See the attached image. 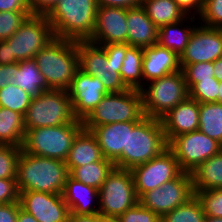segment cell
Listing matches in <instances>:
<instances>
[{
    "instance_id": "12",
    "label": "cell",
    "mask_w": 222,
    "mask_h": 222,
    "mask_svg": "<svg viewBox=\"0 0 222 222\" xmlns=\"http://www.w3.org/2000/svg\"><path fill=\"white\" fill-rule=\"evenodd\" d=\"M183 172L191 173L222 150V145L199 130L181 134L168 142Z\"/></svg>"
},
{
    "instance_id": "2",
    "label": "cell",
    "mask_w": 222,
    "mask_h": 222,
    "mask_svg": "<svg viewBox=\"0 0 222 222\" xmlns=\"http://www.w3.org/2000/svg\"><path fill=\"white\" fill-rule=\"evenodd\" d=\"M168 148L160 119L143 117L139 122H128L127 150L114 162L120 169L131 170L161 154Z\"/></svg>"
},
{
    "instance_id": "14",
    "label": "cell",
    "mask_w": 222,
    "mask_h": 222,
    "mask_svg": "<svg viewBox=\"0 0 222 222\" xmlns=\"http://www.w3.org/2000/svg\"><path fill=\"white\" fill-rule=\"evenodd\" d=\"M130 171L138 198L143 193L160 187L166 181L173 180L183 172L169 148L148 162L135 166Z\"/></svg>"
},
{
    "instance_id": "8",
    "label": "cell",
    "mask_w": 222,
    "mask_h": 222,
    "mask_svg": "<svg viewBox=\"0 0 222 222\" xmlns=\"http://www.w3.org/2000/svg\"><path fill=\"white\" fill-rule=\"evenodd\" d=\"M71 99L66 90L44 91L32 98L24 116L25 130L73 123Z\"/></svg>"
},
{
    "instance_id": "6",
    "label": "cell",
    "mask_w": 222,
    "mask_h": 222,
    "mask_svg": "<svg viewBox=\"0 0 222 222\" xmlns=\"http://www.w3.org/2000/svg\"><path fill=\"white\" fill-rule=\"evenodd\" d=\"M82 129V121L76 119L60 126L25 130L22 151L65 161L74 138Z\"/></svg>"
},
{
    "instance_id": "17",
    "label": "cell",
    "mask_w": 222,
    "mask_h": 222,
    "mask_svg": "<svg viewBox=\"0 0 222 222\" xmlns=\"http://www.w3.org/2000/svg\"><path fill=\"white\" fill-rule=\"evenodd\" d=\"M20 206L38 222H66L70 214L62 194L19 192Z\"/></svg>"
},
{
    "instance_id": "27",
    "label": "cell",
    "mask_w": 222,
    "mask_h": 222,
    "mask_svg": "<svg viewBox=\"0 0 222 222\" xmlns=\"http://www.w3.org/2000/svg\"><path fill=\"white\" fill-rule=\"evenodd\" d=\"M142 7L157 28L177 23L187 17L173 0H143Z\"/></svg>"
},
{
    "instance_id": "39",
    "label": "cell",
    "mask_w": 222,
    "mask_h": 222,
    "mask_svg": "<svg viewBox=\"0 0 222 222\" xmlns=\"http://www.w3.org/2000/svg\"><path fill=\"white\" fill-rule=\"evenodd\" d=\"M32 12H0V41H5L16 33Z\"/></svg>"
},
{
    "instance_id": "22",
    "label": "cell",
    "mask_w": 222,
    "mask_h": 222,
    "mask_svg": "<svg viewBox=\"0 0 222 222\" xmlns=\"http://www.w3.org/2000/svg\"><path fill=\"white\" fill-rule=\"evenodd\" d=\"M127 44L148 48L158 42V28L142 6L127 9Z\"/></svg>"
},
{
    "instance_id": "47",
    "label": "cell",
    "mask_w": 222,
    "mask_h": 222,
    "mask_svg": "<svg viewBox=\"0 0 222 222\" xmlns=\"http://www.w3.org/2000/svg\"><path fill=\"white\" fill-rule=\"evenodd\" d=\"M32 12L26 0H0V12Z\"/></svg>"
},
{
    "instance_id": "29",
    "label": "cell",
    "mask_w": 222,
    "mask_h": 222,
    "mask_svg": "<svg viewBox=\"0 0 222 222\" xmlns=\"http://www.w3.org/2000/svg\"><path fill=\"white\" fill-rule=\"evenodd\" d=\"M24 136V116L0 107V144L22 147Z\"/></svg>"
},
{
    "instance_id": "21",
    "label": "cell",
    "mask_w": 222,
    "mask_h": 222,
    "mask_svg": "<svg viewBox=\"0 0 222 222\" xmlns=\"http://www.w3.org/2000/svg\"><path fill=\"white\" fill-rule=\"evenodd\" d=\"M181 70L179 56L169 49L154 44L143 49V81L159 79Z\"/></svg>"
},
{
    "instance_id": "7",
    "label": "cell",
    "mask_w": 222,
    "mask_h": 222,
    "mask_svg": "<svg viewBox=\"0 0 222 222\" xmlns=\"http://www.w3.org/2000/svg\"><path fill=\"white\" fill-rule=\"evenodd\" d=\"M149 83L140 89L143 111L147 117L161 119L177 104L189 97V90L182 70ZM144 86H148L147 89Z\"/></svg>"
},
{
    "instance_id": "26",
    "label": "cell",
    "mask_w": 222,
    "mask_h": 222,
    "mask_svg": "<svg viewBox=\"0 0 222 222\" xmlns=\"http://www.w3.org/2000/svg\"><path fill=\"white\" fill-rule=\"evenodd\" d=\"M189 17L190 15L177 23L164 25L158 28L157 44L175 52L178 56H180L188 45L190 35L196 27V24H193V26L189 25L183 27L184 29L182 28L183 21L187 22V18L189 22L195 21V18L192 15L191 18Z\"/></svg>"
},
{
    "instance_id": "56",
    "label": "cell",
    "mask_w": 222,
    "mask_h": 222,
    "mask_svg": "<svg viewBox=\"0 0 222 222\" xmlns=\"http://www.w3.org/2000/svg\"><path fill=\"white\" fill-rule=\"evenodd\" d=\"M104 222H119V221L115 218H113V219H105L104 218Z\"/></svg>"
},
{
    "instance_id": "10",
    "label": "cell",
    "mask_w": 222,
    "mask_h": 222,
    "mask_svg": "<svg viewBox=\"0 0 222 222\" xmlns=\"http://www.w3.org/2000/svg\"><path fill=\"white\" fill-rule=\"evenodd\" d=\"M55 38L46 15L32 14L26 18L14 35L5 41L10 46L11 57L18 61L34 56Z\"/></svg>"
},
{
    "instance_id": "31",
    "label": "cell",
    "mask_w": 222,
    "mask_h": 222,
    "mask_svg": "<svg viewBox=\"0 0 222 222\" xmlns=\"http://www.w3.org/2000/svg\"><path fill=\"white\" fill-rule=\"evenodd\" d=\"M143 49L130 46L125 53V58L120 70V76L124 84L130 89L143 88Z\"/></svg>"
},
{
    "instance_id": "33",
    "label": "cell",
    "mask_w": 222,
    "mask_h": 222,
    "mask_svg": "<svg viewBox=\"0 0 222 222\" xmlns=\"http://www.w3.org/2000/svg\"><path fill=\"white\" fill-rule=\"evenodd\" d=\"M204 209L196 194L187 202L161 217V222H201L204 220Z\"/></svg>"
},
{
    "instance_id": "53",
    "label": "cell",
    "mask_w": 222,
    "mask_h": 222,
    "mask_svg": "<svg viewBox=\"0 0 222 222\" xmlns=\"http://www.w3.org/2000/svg\"><path fill=\"white\" fill-rule=\"evenodd\" d=\"M214 66V76L219 81L222 82V57L218 58L213 62Z\"/></svg>"
},
{
    "instance_id": "11",
    "label": "cell",
    "mask_w": 222,
    "mask_h": 222,
    "mask_svg": "<svg viewBox=\"0 0 222 222\" xmlns=\"http://www.w3.org/2000/svg\"><path fill=\"white\" fill-rule=\"evenodd\" d=\"M79 69L96 76L108 93H118L129 89L121 79L122 65L108 62L104 48L88 41H77Z\"/></svg>"
},
{
    "instance_id": "25",
    "label": "cell",
    "mask_w": 222,
    "mask_h": 222,
    "mask_svg": "<svg viewBox=\"0 0 222 222\" xmlns=\"http://www.w3.org/2000/svg\"><path fill=\"white\" fill-rule=\"evenodd\" d=\"M194 193L222 188V150L191 172Z\"/></svg>"
},
{
    "instance_id": "30",
    "label": "cell",
    "mask_w": 222,
    "mask_h": 222,
    "mask_svg": "<svg viewBox=\"0 0 222 222\" xmlns=\"http://www.w3.org/2000/svg\"><path fill=\"white\" fill-rule=\"evenodd\" d=\"M114 163L104 157L97 162L88 163L84 166L74 167L69 176L76 181L82 182L88 186L100 189L107 175L114 168Z\"/></svg>"
},
{
    "instance_id": "44",
    "label": "cell",
    "mask_w": 222,
    "mask_h": 222,
    "mask_svg": "<svg viewBox=\"0 0 222 222\" xmlns=\"http://www.w3.org/2000/svg\"><path fill=\"white\" fill-rule=\"evenodd\" d=\"M20 202L0 204V222H16Z\"/></svg>"
},
{
    "instance_id": "49",
    "label": "cell",
    "mask_w": 222,
    "mask_h": 222,
    "mask_svg": "<svg viewBox=\"0 0 222 222\" xmlns=\"http://www.w3.org/2000/svg\"><path fill=\"white\" fill-rule=\"evenodd\" d=\"M98 6L134 8L142 6L143 0H97Z\"/></svg>"
},
{
    "instance_id": "52",
    "label": "cell",
    "mask_w": 222,
    "mask_h": 222,
    "mask_svg": "<svg viewBox=\"0 0 222 222\" xmlns=\"http://www.w3.org/2000/svg\"><path fill=\"white\" fill-rule=\"evenodd\" d=\"M16 222H38L31 214L19 207Z\"/></svg>"
},
{
    "instance_id": "1",
    "label": "cell",
    "mask_w": 222,
    "mask_h": 222,
    "mask_svg": "<svg viewBox=\"0 0 222 222\" xmlns=\"http://www.w3.org/2000/svg\"><path fill=\"white\" fill-rule=\"evenodd\" d=\"M69 171L65 161L21 151L17 165L18 192L62 194Z\"/></svg>"
},
{
    "instance_id": "36",
    "label": "cell",
    "mask_w": 222,
    "mask_h": 222,
    "mask_svg": "<svg viewBox=\"0 0 222 222\" xmlns=\"http://www.w3.org/2000/svg\"><path fill=\"white\" fill-rule=\"evenodd\" d=\"M220 82L216 78L202 80L189 89V98L198 103L218 102Z\"/></svg>"
},
{
    "instance_id": "20",
    "label": "cell",
    "mask_w": 222,
    "mask_h": 222,
    "mask_svg": "<svg viewBox=\"0 0 222 222\" xmlns=\"http://www.w3.org/2000/svg\"><path fill=\"white\" fill-rule=\"evenodd\" d=\"M62 197L72 214H99V207H97L99 206V190L76 181L70 176L66 179Z\"/></svg>"
},
{
    "instance_id": "41",
    "label": "cell",
    "mask_w": 222,
    "mask_h": 222,
    "mask_svg": "<svg viewBox=\"0 0 222 222\" xmlns=\"http://www.w3.org/2000/svg\"><path fill=\"white\" fill-rule=\"evenodd\" d=\"M119 222H161V217L145 208L140 202L126 210L118 218Z\"/></svg>"
},
{
    "instance_id": "35",
    "label": "cell",
    "mask_w": 222,
    "mask_h": 222,
    "mask_svg": "<svg viewBox=\"0 0 222 222\" xmlns=\"http://www.w3.org/2000/svg\"><path fill=\"white\" fill-rule=\"evenodd\" d=\"M21 147L0 144V179H16Z\"/></svg>"
},
{
    "instance_id": "18",
    "label": "cell",
    "mask_w": 222,
    "mask_h": 222,
    "mask_svg": "<svg viewBox=\"0 0 222 222\" xmlns=\"http://www.w3.org/2000/svg\"><path fill=\"white\" fill-rule=\"evenodd\" d=\"M127 9L98 6L91 39L98 45L127 43Z\"/></svg>"
},
{
    "instance_id": "9",
    "label": "cell",
    "mask_w": 222,
    "mask_h": 222,
    "mask_svg": "<svg viewBox=\"0 0 222 222\" xmlns=\"http://www.w3.org/2000/svg\"><path fill=\"white\" fill-rule=\"evenodd\" d=\"M138 202L131 171L114 167L99 189V214L116 219Z\"/></svg>"
},
{
    "instance_id": "24",
    "label": "cell",
    "mask_w": 222,
    "mask_h": 222,
    "mask_svg": "<svg viewBox=\"0 0 222 222\" xmlns=\"http://www.w3.org/2000/svg\"><path fill=\"white\" fill-rule=\"evenodd\" d=\"M102 158L103 155L96 137L91 131L82 129L74 138L65 163L70 172L74 167L97 162Z\"/></svg>"
},
{
    "instance_id": "50",
    "label": "cell",
    "mask_w": 222,
    "mask_h": 222,
    "mask_svg": "<svg viewBox=\"0 0 222 222\" xmlns=\"http://www.w3.org/2000/svg\"><path fill=\"white\" fill-rule=\"evenodd\" d=\"M15 57H11L10 46L6 41H0V65L18 63Z\"/></svg>"
},
{
    "instance_id": "48",
    "label": "cell",
    "mask_w": 222,
    "mask_h": 222,
    "mask_svg": "<svg viewBox=\"0 0 222 222\" xmlns=\"http://www.w3.org/2000/svg\"><path fill=\"white\" fill-rule=\"evenodd\" d=\"M18 63L0 65V89L12 84L14 75L17 73Z\"/></svg>"
},
{
    "instance_id": "4",
    "label": "cell",
    "mask_w": 222,
    "mask_h": 222,
    "mask_svg": "<svg viewBox=\"0 0 222 222\" xmlns=\"http://www.w3.org/2000/svg\"><path fill=\"white\" fill-rule=\"evenodd\" d=\"M34 60L49 89L67 91L79 69L77 41L55 37Z\"/></svg>"
},
{
    "instance_id": "3",
    "label": "cell",
    "mask_w": 222,
    "mask_h": 222,
    "mask_svg": "<svg viewBox=\"0 0 222 222\" xmlns=\"http://www.w3.org/2000/svg\"><path fill=\"white\" fill-rule=\"evenodd\" d=\"M97 8V0H59L46 17L56 38L88 41L93 34Z\"/></svg>"
},
{
    "instance_id": "51",
    "label": "cell",
    "mask_w": 222,
    "mask_h": 222,
    "mask_svg": "<svg viewBox=\"0 0 222 222\" xmlns=\"http://www.w3.org/2000/svg\"><path fill=\"white\" fill-rule=\"evenodd\" d=\"M66 222H104V218L100 214L76 215L70 213Z\"/></svg>"
},
{
    "instance_id": "23",
    "label": "cell",
    "mask_w": 222,
    "mask_h": 222,
    "mask_svg": "<svg viewBox=\"0 0 222 222\" xmlns=\"http://www.w3.org/2000/svg\"><path fill=\"white\" fill-rule=\"evenodd\" d=\"M91 133L96 137L105 159L113 163L127 150L128 122L110 123L93 127Z\"/></svg>"
},
{
    "instance_id": "32",
    "label": "cell",
    "mask_w": 222,
    "mask_h": 222,
    "mask_svg": "<svg viewBox=\"0 0 222 222\" xmlns=\"http://www.w3.org/2000/svg\"><path fill=\"white\" fill-rule=\"evenodd\" d=\"M199 131L222 145V104L199 103Z\"/></svg>"
},
{
    "instance_id": "37",
    "label": "cell",
    "mask_w": 222,
    "mask_h": 222,
    "mask_svg": "<svg viewBox=\"0 0 222 222\" xmlns=\"http://www.w3.org/2000/svg\"><path fill=\"white\" fill-rule=\"evenodd\" d=\"M185 76L188 90L197 82L215 78L213 62H199L189 65H180Z\"/></svg>"
},
{
    "instance_id": "54",
    "label": "cell",
    "mask_w": 222,
    "mask_h": 222,
    "mask_svg": "<svg viewBox=\"0 0 222 222\" xmlns=\"http://www.w3.org/2000/svg\"><path fill=\"white\" fill-rule=\"evenodd\" d=\"M201 222H222V217H205Z\"/></svg>"
},
{
    "instance_id": "13",
    "label": "cell",
    "mask_w": 222,
    "mask_h": 222,
    "mask_svg": "<svg viewBox=\"0 0 222 222\" xmlns=\"http://www.w3.org/2000/svg\"><path fill=\"white\" fill-rule=\"evenodd\" d=\"M195 195L191 173L182 172L173 180L166 181L160 187L143 193L139 202L162 217Z\"/></svg>"
},
{
    "instance_id": "45",
    "label": "cell",
    "mask_w": 222,
    "mask_h": 222,
    "mask_svg": "<svg viewBox=\"0 0 222 222\" xmlns=\"http://www.w3.org/2000/svg\"><path fill=\"white\" fill-rule=\"evenodd\" d=\"M33 14L46 15L59 0H26Z\"/></svg>"
},
{
    "instance_id": "43",
    "label": "cell",
    "mask_w": 222,
    "mask_h": 222,
    "mask_svg": "<svg viewBox=\"0 0 222 222\" xmlns=\"http://www.w3.org/2000/svg\"><path fill=\"white\" fill-rule=\"evenodd\" d=\"M101 46L106 52L108 62L119 65L123 64L126 50L130 47L127 43L106 44Z\"/></svg>"
},
{
    "instance_id": "34",
    "label": "cell",
    "mask_w": 222,
    "mask_h": 222,
    "mask_svg": "<svg viewBox=\"0 0 222 222\" xmlns=\"http://www.w3.org/2000/svg\"><path fill=\"white\" fill-rule=\"evenodd\" d=\"M33 96L14 83L0 89V107L8 108L25 116Z\"/></svg>"
},
{
    "instance_id": "16",
    "label": "cell",
    "mask_w": 222,
    "mask_h": 222,
    "mask_svg": "<svg viewBox=\"0 0 222 222\" xmlns=\"http://www.w3.org/2000/svg\"><path fill=\"white\" fill-rule=\"evenodd\" d=\"M74 117L83 121L108 94L104 84L96 77L78 69L67 90Z\"/></svg>"
},
{
    "instance_id": "40",
    "label": "cell",
    "mask_w": 222,
    "mask_h": 222,
    "mask_svg": "<svg viewBox=\"0 0 222 222\" xmlns=\"http://www.w3.org/2000/svg\"><path fill=\"white\" fill-rule=\"evenodd\" d=\"M199 19L204 26L222 29V0H206Z\"/></svg>"
},
{
    "instance_id": "55",
    "label": "cell",
    "mask_w": 222,
    "mask_h": 222,
    "mask_svg": "<svg viewBox=\"0 0 222 222\" xmlns=\"http://www.w3.org/2000/svg\"><path fill=\"white\" fill-rule=\"evenodd\" d=\"M218 103L222 104V82H220L219 90H218Z\"/></svg>"
},
{
    "instance_id": "28",
    "label": "cell",
    "mask_w": 222,
    "mask_h": 222,
    "mask_svg": "<svg viewBox=\"0 0 222 222\" xmlns=\"http://www.w3.org/2000/svg\"><path fill=\"white\" fill-rule=\"evenodd\" d=\"M13 83L33 97L50 90L34 59L18 62V70L14 75Z\"/></svg>"
},
{
    "instance_id": "19",
    "label": "cell",
    "mask_w": 222,
    "mask_h": 222,
    "mask_svg": "<svg viewBox=\"0 0 222 222\" xmlns=\"http://www.w3.org/2000/svg\"><path fill=\"white\" fill-rule=\"evenodd\" d=\"M199 103L187 98L172 108L161 123L167 142L181 134L197 131L199 129Z\"/></svg>"
},
{
    "instance_id": "42",
    "label": "cell",
    "mask_w": 222,
    "mask_h": 222,
    "mask_svg": "<svg viewBox=\"0 0 222 222\" xmlns=\"http://www.w3.org/2000/svg\"><path fill=\"white\" fill-rule=\"evenodd\" d=\"M19 201L16 179H0V204Z\"/></svg>"
},
{
    "instance_id": "15",
    "label": "cell",
    "mask_w": 222,
    "mask_h": 222,
    "mask_svg": "<svg viewBox=\"0 0 222 222\" xmlns=\"http://www.w3.org/2000/svg\"><path fill=\"white\" fill-rule=\"evenodd\" d=\"M222 57V29L196 26L188 45L179 56L180 65L214 62Z\"/></svg>"
},
{
    "instance_id": "38",
    "label": "cell",
    "mask_w": 222,
    "mask_h": 222,
    "mask_svg": "<svg viewBox=\"0 0 222 222\" xmlns=\"http://www.w3.org/2000/svg\"><path fill=\"white\" fill-rule=\"evenodd\" d=\"M205 217H222V188L197 191Z\"/></svg>"
},
{
    "instance_id": "5",
    "label": "cell",
    "mask_w": 222,
    "mask_h": 222,
    "mask_svg": "<svg viewBox=\"0 0 222 222\" xmlns=\"http://www.w3.org/2000/svg\"><path fill=\"white\" fill-rule=\"evenodd\" d=\"M144 115L140 90L127 89L118 93H108L92 112L82 121L83 129L110 123L139 122Z\"/></svg>"
},
{
    "instance_id": "46",
    "label": "cell",
    "mask_w": 222,
    "mask_h": 222,
    "mask_svg": "<svg viewBox=\"0 0 222 222\" xmlns=\"http://www.w3.org/2000/svg\"><path fill=\"white\" fill-rule=\"evenodd\" d=\"M182 10L183 12L189 16H191L192 12L191 10H193V14L195 17V14L197 15V17H199L202 13L203 10V5L204 2L202 0H173Z\"/></svg>"
}]
</instances>
